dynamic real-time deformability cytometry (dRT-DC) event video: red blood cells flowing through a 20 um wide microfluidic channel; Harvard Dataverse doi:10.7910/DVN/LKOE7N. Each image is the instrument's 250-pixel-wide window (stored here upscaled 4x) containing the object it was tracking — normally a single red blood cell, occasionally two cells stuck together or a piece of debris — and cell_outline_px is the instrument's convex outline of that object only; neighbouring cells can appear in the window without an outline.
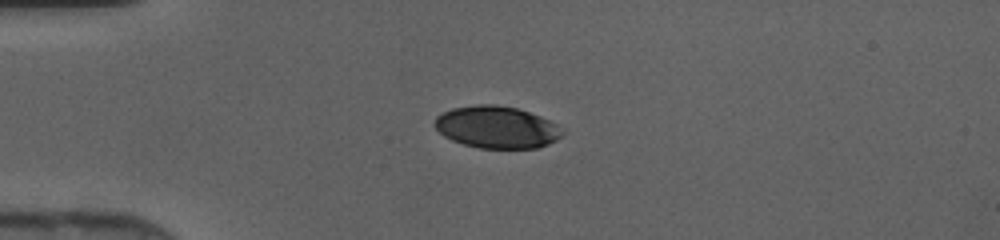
{"species": "human", "species_latin": "Homo sapiens", "temperature_condition": "cold", "stored_images_in_passage": 35, "camera_frame_rate_fps": 3000, "um_per_image_px": 0.085, "donor": {"sex": "female"}, "frame": {"image": 1, "passage_image": 1, "time_ms": 0.0, "image_size_px": [1000, 240], "cell_outline_px": [[564, 132], [556, 140], [548, 144], [536, 148], [480, 148], [464, 144], [452, 140], [444, 136], [432, 124], [436, 116], [452, 108], [480, 104], [496, 104], [516, 108], [540, 116], [564, 128]], "centroid_in_image_um": [42.21, 10.81], "position_along_channel_um": 42.8, "area_um2": 31.27}}
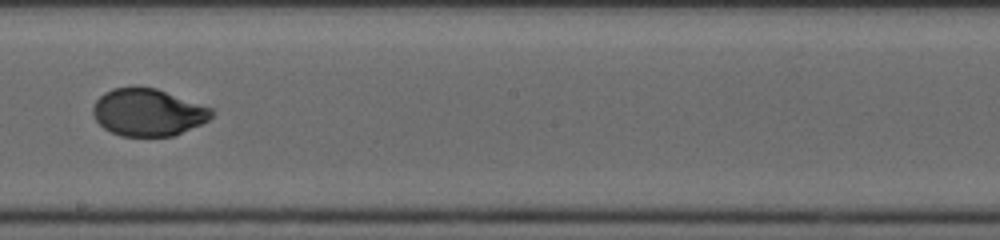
{"frame": {"image": 2, "passage_image": 16, "time_ms": 5.0, "image_size_px": [1000, 240], "cell_outline_px": [[216, 112], [208, 120], [200, 124], [172, 136], [120, 136], [104, 128], [96, 120], [92, 112], [92, 108], [96, 100], [104, 92], [112, 88], [156, 88], [212, 108]], "centroid_in_image_um": [12.57, 9.55], "position_along_channel_um": 235.6, "area_um2": 32.37}}
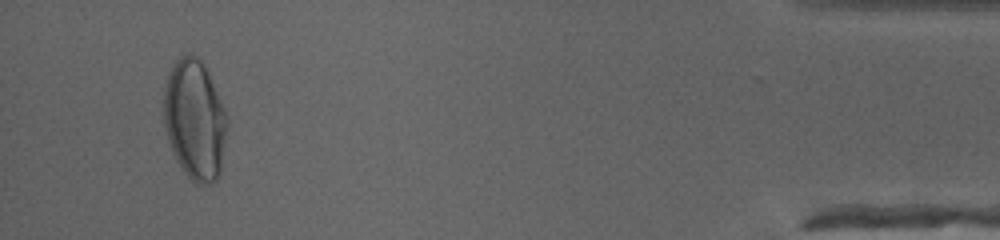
{"frame": {"image": 3, "passage_image": 33, "time_ms": 10.667, "image_size_px": [1000, 240], "cell_outline_px": [[228, 120], [220, 172], [216, 180], [208, 184], [196, 184], [184, 172], [176, 160], [172, 152], [164, 128], [164, 84], [168, 72], [176, 60], [180, 56], [188, 52], [192, 52], [204, 64], [208, 72], [224, 108]], "centroid_in_image_um": [16.53, 10.15], "position_along_channel_um": 418.7, "area_um2": 44.56}}